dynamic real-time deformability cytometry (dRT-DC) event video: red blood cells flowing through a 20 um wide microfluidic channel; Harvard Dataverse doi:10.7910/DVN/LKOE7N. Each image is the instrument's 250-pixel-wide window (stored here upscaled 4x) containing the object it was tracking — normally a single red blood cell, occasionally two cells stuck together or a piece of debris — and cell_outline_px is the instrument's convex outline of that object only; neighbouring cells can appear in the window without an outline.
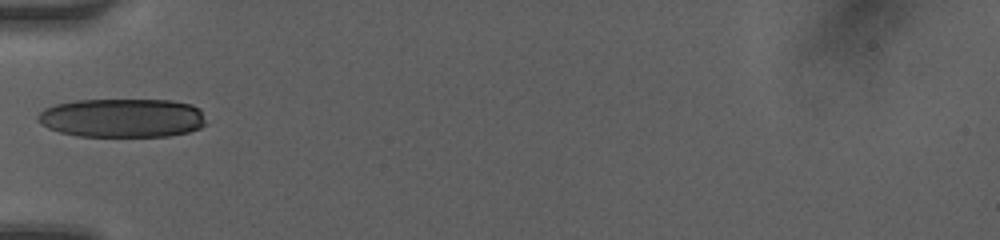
{"species": "human", "species_latin": "Homo sapiens", "temperature_condition": "room temperature", "stored_images_in_passage": 32, "camera_frame_rate_fps": 3000, "um_per_image_px": 0.085, "donor": {"sex": "female"}, "frame": {"image": 1, "passage_image": 1, "time_ms": 0.0, "image_size_px": [1000, 240], "cell_outline_px": [[208, 124], [200, 128], [188, 132], [168, 136], [80, 136], [60, 132], [48, 128], [40, 124], [36, 120], [36, 116], [44, 108], [56, 104], [76, 100], [172, 100], [192, 104], [200, 108]], "centroid_in_image_um": [10.41, 10.02], "position_along_channel_um": 74.6, "area_um2": 38.49}}
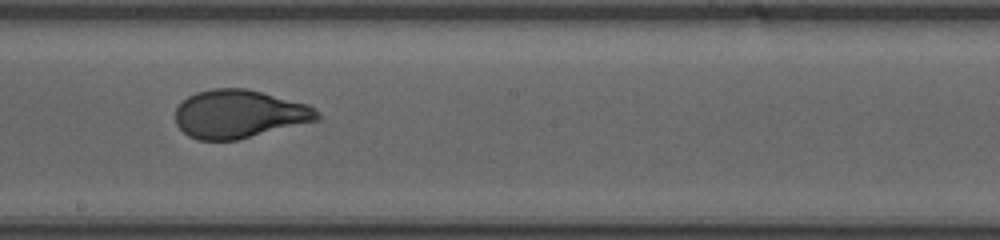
{"frame": {"image": 2, "passage_image": 12, "time_ms": 3.667, "image_size_px": [1000, 240], "cell_outline_px": [[320, 120], [236, 140], [196, 140], [188, 136], [176, 124], [176, 108], [188, 96], [196, 92], [212, 88], [248, 88], [308, 104], [316, 108], [320, 112]], "centroid_in_image_um": [20.36, 9.68], "position_along_channel_um": 227.8, "area_um2": 40.11}}
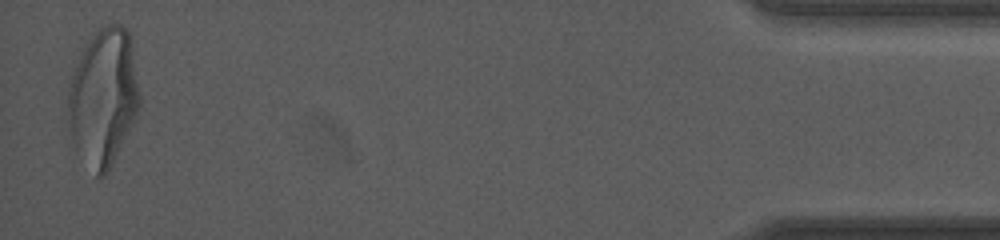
{"frame": {"image": 3, "passage_image": 32, "time_ms": 10.333, "image_size_px": [1000, 240], "cell_outline_px": [[140, 104], [136, 120], [108, 172], [104, 176], [96, 176], [76, 152], [68, 120], [68, 88], [72, 76], [80, 56], [92, 32], [108, 24], [120, 24], [128, 28], [132, 36], [140, 96]], "centroid_in_image_um": [8.82, 8.25], "position_along_channel_um": 426.4, "area_um2": 57.97}, "authors_computed_cell_mechanics": {"area_um2": 40.4022, "velocity_mm_per_s": 4.1638, "shape_relaxation_time_tau1_ms": 4.1349, "shape_relaxation_time_tau2_ms": null, "deformation_change_tau1": 0.1766, "deformation_change_tau2": null}}